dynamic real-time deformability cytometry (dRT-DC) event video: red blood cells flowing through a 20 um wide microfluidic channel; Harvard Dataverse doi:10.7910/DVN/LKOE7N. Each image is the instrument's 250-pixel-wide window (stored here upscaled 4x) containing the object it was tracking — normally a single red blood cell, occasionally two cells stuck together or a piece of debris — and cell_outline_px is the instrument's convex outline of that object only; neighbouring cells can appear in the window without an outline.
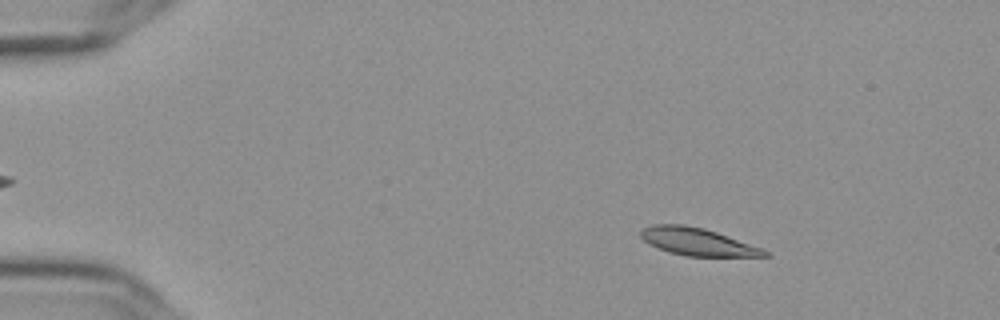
{"species": "Egyptian fruit bat (a non-hibernating species)", "species_latin": "Rousettus aegyptiacus", "temperature_condition": "cold", "stored_images_in_passage": 57, "camera_frame_rate_fps": 3000, "um_per_image_px": 0.085, "frame": {"image": 1, "passage_image": 9, "time_ms": 2.667, "image_size_px": [1000, 320], "cell_outline_px": [[772, 256], [688, 256], [656, 248], [648, 244], [640, 236], [640, 228], [652, 224], [684, 224], [704, 228], [764, 248]], "centroid_in_image_um": [59.26, 20.53], "position_along_channel_um": 25.7, "area_um2": 19.94}}
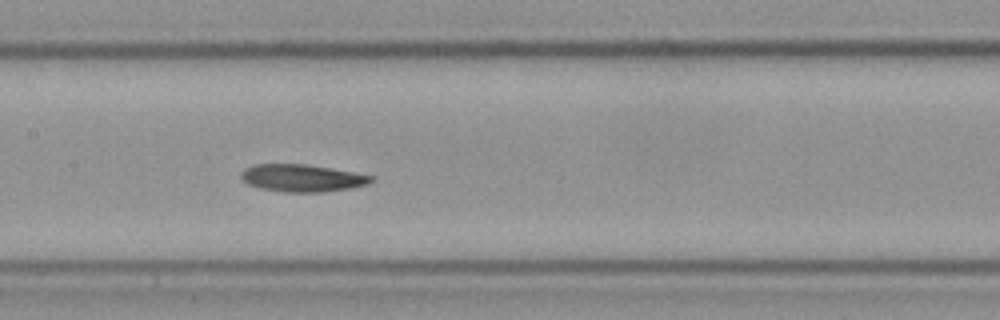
{"frame": {"image": 2, "passage_image": 29, "time_ms": 9.333, "image_size_px": [1000, 320], "cell_outline_px": [[376, 176], [368, 184], [352, 188], [324, 192], [284, 192], [260, 188], [248, 184], [240, 176], [240, 172], [244, 168], [256, 164], [304, 164]], "centroid_in_image_um": [25.67, 15.14], "position_along_channel_um": 181.7, "area_um2": 20.69}}
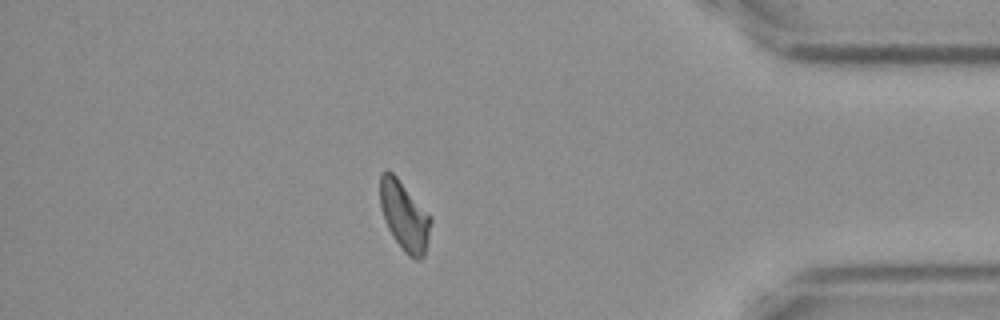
{"frame": {"image": 3, "passage_image": 50, "time_ms": 16.333, "image_size_px": [1000, 320], "cell_outline_px": [[432, 220], [424, 256], [420, 260], [416, 260], [408, 256], [404, 252], [392, 236], [384, 220], [380, 208], [380, 172], [388, 168], [396, 176], [432, 216]], "centroid_in_image_um": [34.36, 18.34], "position_along_channel_um": 400.8, "area_um2": 20.75}, "authors_computed_cell_mechanics": {"area_um2": 20.519, "velocity_mm_per_s": 3.5899, "shape_relaxation_time_tau1_ms": 6.4173, "shape_relaxation_time_tau2_ms": null, "deformation_change_tau1": 0.1598, "deformation_change_tau2": null}}